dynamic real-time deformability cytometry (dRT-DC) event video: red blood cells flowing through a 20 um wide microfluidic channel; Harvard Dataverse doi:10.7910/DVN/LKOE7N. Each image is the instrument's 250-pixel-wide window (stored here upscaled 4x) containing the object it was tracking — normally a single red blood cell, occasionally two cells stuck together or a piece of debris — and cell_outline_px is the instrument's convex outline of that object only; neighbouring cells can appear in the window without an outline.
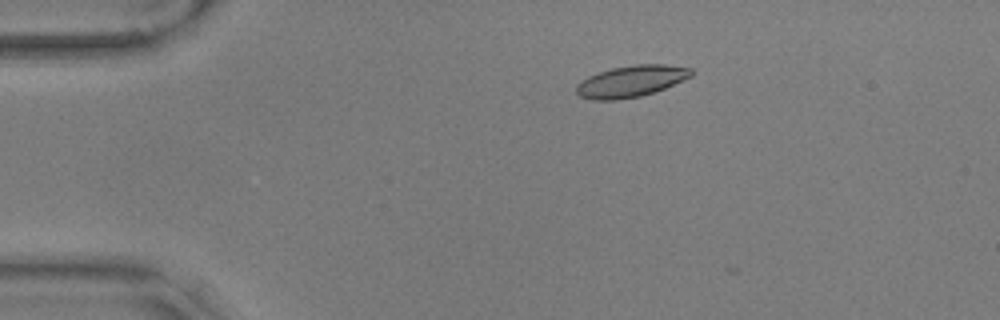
{"species": "common noctule bat (a hibernating species)", "species_latin": "Nyctalus noctula", "temperature_condition": "warm", "stored_images_in_passage": 3, "camera_frame_rate_fps": 3000, "um_per_image_px": 0.085, "animal": {"sex": "male", "body_mass_g": 17.9, "forearm_length_mm": 54.2}, "frame": {"image": 1, "passage_image": 2, "time_ms": 0.333, "image_size_px": [1000, 320], "cell_outline_px": [[692, 76], [664, 88], [640, 96], [616, 100], [592, 100], [580, 96], [576, 92], [576, 84], [580, 80], [588, 76], [612, 68], [636, 64], [664, 64], [692, 68]], "centroid_in_image_um": [53.61, 6.9], "position_along_channel_um": 31.4, "area_um2": 20.98}}